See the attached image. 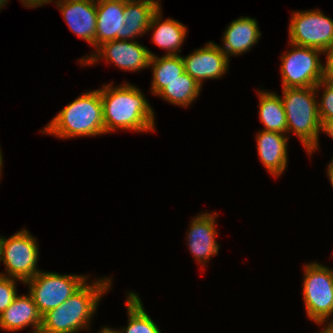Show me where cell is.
<instances>
[{"label":"cell","instance_id":"obj_11","mask_svg":"<svg viewBox=\"0 0 333 333\" xmlns=\"http://www.w3.org/2000/svg\"><path fill=\"white\" fill-rule=\"evenodd\" d=\"M185 72L201 86L204 79L220 78L228 69V57L219 45L209 42L183 58Z\"/></svg>","mask_w":333,"mask_h":333},{"label":"cell","instance_id":"obj_27","mask_svg":"<svg viewBox=\"0 0 333 333\" xmlns=\"http://www.w3.org/2000/svg\"><path fill=\"white\" fill-rule=\"evenodd\" d=\"M321 130L325 131L327 134H329L333 138V118L326 119L321 124Z\"/></svg>","mask_w":333,"mask_h":333},{"label":"cell","instance_id":"obj_4","mask_svg":"<svg viewBox=\"0 0 333 333\" xmlns=\"http://www.w3.org/2000/svg\"><path fill=\"white\" fill-rule=\"evenodd\" d=\"M315 87L283 88L282 103L287 122V132L294 131L309 154L318 147L321 121L315 101Z\"/></svg>","mask_w":333,"mask_h":333},{"label":"cell","instance_id":"obj_29","mask_svg":"<svg viewBox=\"0 0 333 333\" xmlns=\"http://www.w3.org/2000/svg\"><path fill=\"white\" fill-rule=\"evenodd\" d=\"M328 176H329L331 185L333 187V158H332L331 163L328 166Z\"/></svg>","mask_w":333,"mask_h":333},{"label":"cell","instance_id":"obj_19","mask_svg":"<svg viewBox=\"0 0 333 333\" xmlns=\"http://www.w3.org/2000/svg\"><path fill=\"white\" fill-rule=\"evenodd\" d=\"M160 9L158 12L153 16L151 24L148 28L152 29L156 27L153 33V42L157 44L159 47L168 50L166 55H178L177 52H180L179 46H181L183 40L186 36V27L182 25L180 22L174 19H167L162 23H159L160 20ZM178 49V50H177Z\"/></svg>","mask_w":333,"mask_h":333},{"label":"cell","instance_id":"obj_20","mask_svg":"<svg viewBox=\"0 0 333 333\" xmlns=\"http://www.w3.org/2000/svg\"><path fill=\"white\" fill-rule=\"evenodd\" d=\"M153 65V93L157 95L167 83L179 78L184 72V62L179 55H165L161 58L150 57L149 66Z\"/></svg>","mask_w":333,"mask_h":333},{"label":"cell","instance_id":"obj_2","mask_svg":"<svg viewBox=\"0 0 333 333\" xmlns=\"http://www.w3.org/2000/svg\"><path fill=\"white\" fill-rule=\"evenodd\" d=\"M110 281L105 278L90 285L85 283L59 307L42 315L39 333H75L87 328L100 297L109 289Z\"/></svg>","mask_w":333,"mask_h":333},{"label":"cell","instance_id":"obj_28","mask_svg":"<svg viewBox=\"0 0 333 333\" xmlns=\"http://www.w3.org/2000/svg\"><path fill=\"white\" fill-rule=\"evenodd\" d=\"M24 3V6H27V7H37V6H41L42 4H48L49 1H53V0H22Z\"/></svg>","mask_w":333,"mask_h":333},{"label":"cell","instance_id":"obj_31","mask_svg":"<svg viewBox=\"0 0 333 333\" xmlns=\"http://www.w3.org/2000/svg\"><path fill=\"white\" fill-rule=\"evenodd\" d=\"M100 333H122V332H120V331H117V330H111L110 328H104V329H102L101 331H100Z\"/></svg>","mask_w":333,"mask_h":333},{"label":"cell","instance_id":"obj_33","mask_svg":"<svg viewBox=\"0 0 333 333\" xmlns=\"http://www.w3.org/2000/svg\"><path fill=\"white\" fill-rule=\"evenodd\" d=\"M7 0H0V9H1V6L3 7V5H5Z\"/></svg>","mask_w":333,"mask_h":333},{"label":"cell","instance_id":"obj_9","mask_svg":"<svg viewBox=\"0 0 333 333\" xmlns=\"http://www.w3.org/2000/svg\"><path fill=\"white\" fill-rule=\"evenodd\" d=\"M289 35L292 44L324 52L333 41V20L320 10L294 12Z\"/></svg>","mask_w":333,"mask_h":333},{"label":"cell","instance_id":"obj_18","mask_svg":"<svg viewBox=\"0 0 333 333\" xmlns=\"http://www.w3.org/2000/svg\"><path fill=\"white\" fill-rule=\"evenodd\" d=\"M160 4L155 0H139L136 2H125L124 7V40L141 35L148 31L153 16L160 9Z\"/></svg>","mask_w":333,"mask_h":333},{"label":"cell","instance_id":"obj_8","mask_svg":"<svg viewBox=\"0 0 333 333\" xmlns=\"http://www.w3.org/2000/svg\"><path fill=\"white\" fill-rule=\"evenodd\" d=\"M305 267L303 297L307 314L322 324L333 313V270L317 263Z\"/></svg>","mask_w":333,"mask_h":333},{"label":"cell","instance_id":"obj_14","mask_svg":"<svg viewBox=\"0 0 333 333\" xmlns=\"http://www.w3.org/2000/svg\"><path fill=\"white\" fill-rule=\"evenodd\" d=\"M214 215V216H213ZM204 213L192 220L188 233L189 248L193 256L201 263L218 253L219 245L215 241V216Z\"/></svg>","mask_w":333,"mask_h":333},{"label":"cell","instance_id":"obj_24","mask_svg":"<svg viewBox=\"0 0 333 333\" xmlns=\"http://www.w3.org/2000/svg\"><path fill=\"white\" fill-rule=\"evenodd\" d=\"M325 86L323 97L318 105V114L321 124L326 120L333 118V76H327L320 81L315 88Z\"/></svg>","mask_w":333,"mask_h":333},{"label":"cell","instance_id":"obj_12","mask_svg":"<svg viewBox=\"0 0 333 333\" xmlns=\"http://www.w3.org/2000/svg\"><path fill=\"white\" fill-rule=\"evenodd\" d=\"M69 29L95 46L97 11L95 0H60L57 3Z\"/></svg>","mask_w":333,"mask_h":333},{"label":"cell","instance_id":"obj_17","mask_svg":"<svg viewBox=\"0 0 333 333\" xmlns=\"http://www.w3.org/2000/svg\"><path fill=\"white\" fill-rule=\"evenodd\" d=\"M257 22L253 18L241 17L234 20L224 32V48L222 51L229 57V54L238 55L247 52L260 37Z\"/></svg>","mask_w":333,"mask_h":333},{"label":"cell","instance_id":"obj_3","mask_svg":"<svg viewBox=\"0 0 333 333\" xmlns=\"http://www.w3.org/2000/svg\"><path fill=\"white\" fill-rule=\"evenodd\" d=\"M43 131L59 138L105 134L100 89L64 107Z\"/></svg>","mask_w":333,"mask_h":333},{"label":"cell","instance_id":"obj_6","mask_svg":"<svg viewBox=\"0 0 333 333\" xmlns=\"http://www.w3.org/2000/svg\"><path fill=\"white\" fill-rule=\"evenodd\" d=\"M290 45L294 49L281 58L283 88L315 87L328 76L318 58L322 51L292 43Z\"/></svg>","mask_w":333,"mask_h":333},{"label":"cell","instance_id":"obj_32","mask_svg":"<svg viewBox=\"0 0 333 333\" xmlns=\"http://www.w3.org/2000/svg\"><path fill=\"white\" fill-rule=\"evenodd\" d=\"M2 153H1V151H0V173H1V167H2ZM0 176H1V174H0Z\"/></svg>","mask_w":333,"mask_h":333},{"label":"cell","instance_id":"obj_7","mask_svg":"<svg viewBox=\"0 0 333 333\" xmlns=\"http://www.w3.org/2000/svg\"><path fill=\"white\" fill-rule=\"evenodd\" d=\"M38 248L35 238L28 231L21 230L10 238H1L0 261L6 265L9 276L22 282L33 278L38 272Z\"/></svg>","mask_w":333,"mask_h":333},{"label":"cell","instance_id":"obj_1","mask_svg":"<svg viewBox=\"0 0 333 333\" xmlns=\"http://www.w3.org/2000/svg\"><path fill=\"white\" fill-rule=\"evenodd\" d=\"M105 133L117 128L154 130V113L147 100L135 86L125 84L118 88L110 85L100 90Z\"/></svg>","mask_w":333,"mask_h":333},{"label":"cell","instance_id":"obj_16","mask_svg":"<svg viewBox=\"0 0 333 333\" xmlns=\"http://www.w3.org/2000/svg\"><path fill=\"white\" fill-rule=\"evenodd\" d=\"M287 139L282 133L262 131L257 136L261 162L273 175H279L287 166Z\"/></svg>","mask_w":333,"mask_h":333},{"label":"cell","instance_id":"obj_22","mask_svg":"<svg viewBox=\"0 0 333 333\" xmlns=\"http://www.w3.org/2000/svg\"><path fill=\"white\" fill-rule=\"evenodd\" d=\"M202 86L188 73L184 72L179 78L167 83L157 95L172 104L188 106L200 93Z\"/></svg>","mask_w":333,"mask_h":333},{"label":"cell","instance_id":"obj_26","mask_svg":"<svg viewBox=\"0 0 333 333\" xmlns=\"http://www.w3.org/2000/svg\"><path fill=\"white\" fill-rule=\"evenodd\" d=\"M324 53H328L326 66H324L326 73L328 76H333V41L328 46V48L324 51Z\"/></svg>","mask_w":333,"mask_h":333},{"label":"cell","instance_id":"obj_34","mask_svg":"<svg viewBox=\"0 0 333 333\" xmlns=\"http://www.w3.org/2000/svg\"><path fill=\"white\" fill-rule=\"evenodd\" d=\"M119 1H122V2H136V1H139V0H119Z\"/></svg>","mask_w":333,"mask_h":333},{"label":"cell","instance_id":"obj_30","mask_svg":"<svg viewBox=\"0 0 333 333\" xmlns=\"http://www.w3.org/2000/svg\"><path fill=\"white\" fill-rule=\"evenodd\" d=\"M321 333H333V319L332 321L328 324V327L326 326V328L324 330H322Z\"/></svg>","mask_w":333,"mask_h":333},{"label":"cell","instance_id":"obj_23","mask_svg":"<svg viewBox=\"0 0 333 333\" xmlns=\"http://www.w3.org/2000/svg\"><path fill=\"white\" fill-rule=\"evenodd\" d=\"M129 322L126 333H161L156 324L145 312L142 302L137 294L130 292L127 299Z\"/></svg>","mask_w":333,"mask_h":333},{"label":"cell","instance_id":"obj_25","mask_svg":"<svg viewBox=\"0 0 333 333\" xmlns=\"http://www.w3.org/2000/svg\"><path fill=\"white\" fill-rule=\"evenodd\" d=\"M14 278L0 273V315L12 304L17 296Z\"/></svg>","mask_w":333,"mask_h":333},{"label":"cell","instance_id":"obj_13","mask_svg":"<svg viewBox=\"0 0 333 333\" xmlns=\"http://www.w3.org/2000/svg\"><path fill=\"white\" fill-rule=\"evenodd\" d=\"M124 7L125 2L119 0H97L96 48L107 41H124Z\"/></svg>","mask_w":333,"mask_h":333},{"label":"cell","instance_id":"obj_21","mask_svg":"<svg viewBox=\"0 0 333 333\" xmlns=\"http://www.w3.org/2000/svg\"><path fill=\"white\" fill-rule=\"evenodd\" d=\"M260 98V121L265 130L270 132H287V122L284 106L280 96L270 92H259Z\"/></svg>","mask_w":333,"mask_h":333},{"label":"cell","instance_id":"obj_10","mask_svg":"<svg viewBox=\"0 0 333 333\" xmlns=\"http://www.w3.org/2000/svg\"><path fill=\"white\" fill-rule=\"evenodd\" d=\"M97 51L100 54H94L91 57L86 56L87 58L81 59V61L83 60L84 64H93L95 61H98V56L100 57L101 55L121 69L137 71L141 68L149 67L150 57L154 55L146 47L135 41L127 42V40L104 42L98 46Z\"/></svg>","mask_w":333,"mask_h":333},{"label":"cell","instance_id":"obj_15","mask_svg":"<svg viewBox=\"0 0 333 333\" xmlns=\"http://www.w3.org/2000/svg\"><path fill=\"white\" fill-rule=\"evenodd\" d=\"M31 324L35 328L33 333H39L42 315L30 294L17 295L12 304L0 315V328L9 331H16Z\"/></svg>","mask_w":333,"mask_h":333},{"label":"cell","instance_id":"obj_5","mask_svg":"<svg viewBox=\"0 0 333 333\" xmlns=\"http://www.w3.org/2000/svg\"><path fill=\"white\" fill-rule=\"evenodd\" d=\"M86 279L83 276L40 271L25 283L30 286L29 294L37 305L39 313L44 315L68 300L86 283Z\"/></svg>","mask_w":333,"mask_h":333}]
</instances>
